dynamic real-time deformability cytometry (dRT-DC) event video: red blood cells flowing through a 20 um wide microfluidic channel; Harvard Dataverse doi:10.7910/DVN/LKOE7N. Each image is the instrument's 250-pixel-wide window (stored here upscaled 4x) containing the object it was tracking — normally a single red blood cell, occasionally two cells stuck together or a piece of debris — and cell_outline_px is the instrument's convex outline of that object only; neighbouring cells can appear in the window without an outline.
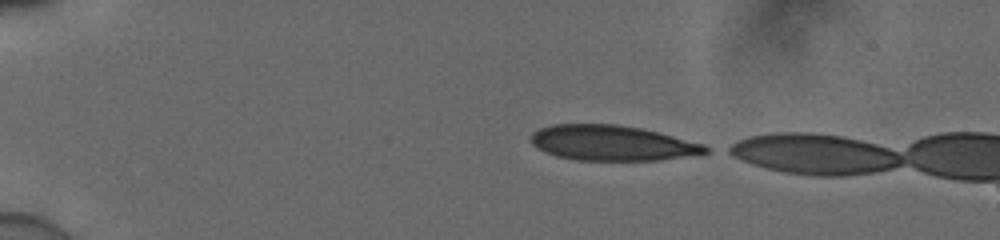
{"species": "human", "species_latin": "Homo sapiens", "temperature_condition": "cold", "stored_images_in_passage": 7, "camera_frame_rate_fps": 3000, "um_per_image_px": 0.085, "donor": {"sex": "male"}, "frame": {"image": 1, "passage_image": 1, "time_ms": 0.0, "image_size_px": [1000, 240], "cell_outline_px": [[712, 148], [708, 152], [656, 160], [576, 160], [556, 156], [544, 152], [536, 148], [532, 144], [532, 132], [540, 128], [552, 124], [616, 124], [640, 128], [704, 144]], "centroid_in_image_um": [51.97, 12.15], "position_along_channel_um": 33.0, "area_um2": 35.55}}